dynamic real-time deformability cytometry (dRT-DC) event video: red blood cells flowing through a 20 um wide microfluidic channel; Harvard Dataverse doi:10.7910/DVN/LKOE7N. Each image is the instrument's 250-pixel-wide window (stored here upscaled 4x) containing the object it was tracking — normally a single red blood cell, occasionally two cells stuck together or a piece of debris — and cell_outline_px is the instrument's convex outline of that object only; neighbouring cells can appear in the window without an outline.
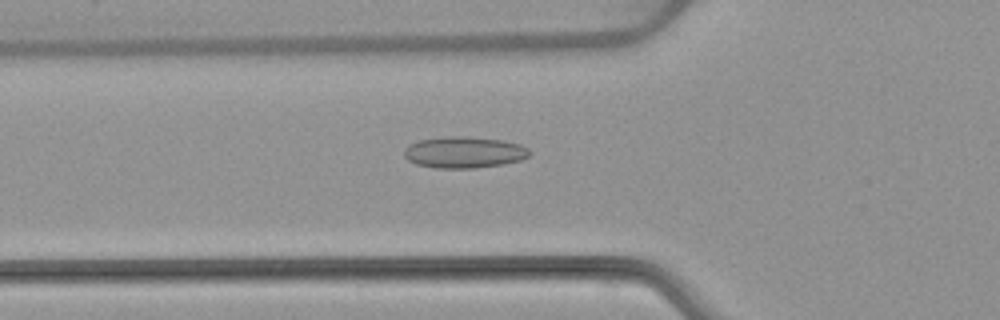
{"species": "common noctule bat (a hibernating species)", "species_latin": "Nyctalus noctula", "temperature_condition": "warm", "stored_images_in_passage": 53, "camera_frame_rate_fps": 3000, "um_per_image_px": 0.085, "animal": {"sex": "female", "body_mass_g": 22.7, "forearm_length_mm": 54.2}, "frame": {"image": 1, "passage_image": 19, "time_ms": 6.0, "image_size_px": [1000, 320], "cell_outline_px": [[532, 152], [528, 156], [520, 160], [504, 164], [476, 168], [436, 168], [416, 164], [408, 160], [404, 156], [404, 148], [408, 144], [420, 140], [448, 136], [468, 136], [500, 140], [520, 144], [528, 148]], "centroid_in_image_um": [39.44, 12.95], "position_along_channel_um": 86.4, "area_um2": 23.06}}
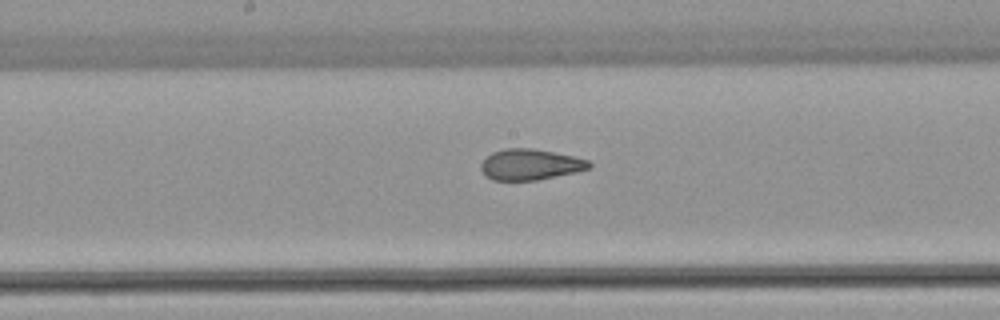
{"frame": {"image": 2, "passage_image": 28, "time_ms": 9.0, "image_size_px": [1000, 320], "cell_outline_px": [[592, 168], [576, 172], [536, 180], [492, 180], [480, 168], [480, 164], [492, 152], [504, 148], [532, 148], [572, 156], [588, 160], [592, 164]], "centroid_in_image_um": [45.08, 13.98], "position_along_channel_um": 203.1, "area_um2": 19.31}}
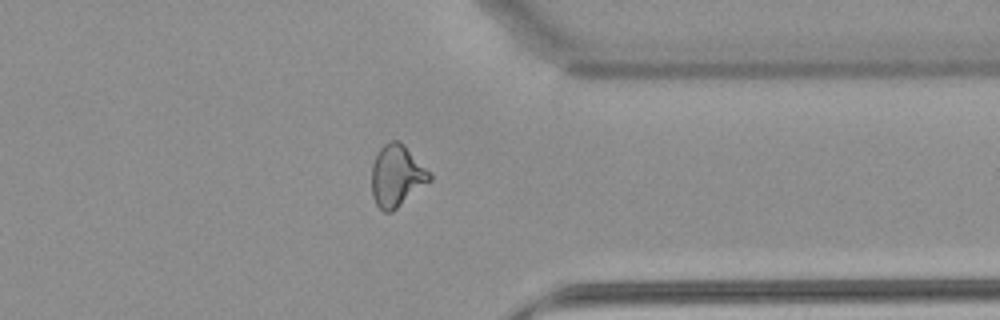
{"frame": {"image": 3, "passage_image": 42, "time_ms": 13.667, "image_size_px": [1000, 320], "cell_outline_px": [[432, 180], [392, 212], [384, 212], [376, 204], [372, 196], [372, 164], [380, 148], [384, 144], [392, 140], [396, 140], [404, 144], [432, 176]], "centroid_in_image_um": [33.71, 14.96], "position_along_channel_um": 377.7, "area_um2": 20.63}, "authors_computed_cell_mechanics": {"area_um2": 21.097, "velocity_mm_per_s": 3.8747, "shape_relaxation_time_tau1_ms": null, "shape_relaxation_time_tau2_ms": 1.353, "deformation_change_tau1": null, "deformation_change_tau2": 0.0929}}